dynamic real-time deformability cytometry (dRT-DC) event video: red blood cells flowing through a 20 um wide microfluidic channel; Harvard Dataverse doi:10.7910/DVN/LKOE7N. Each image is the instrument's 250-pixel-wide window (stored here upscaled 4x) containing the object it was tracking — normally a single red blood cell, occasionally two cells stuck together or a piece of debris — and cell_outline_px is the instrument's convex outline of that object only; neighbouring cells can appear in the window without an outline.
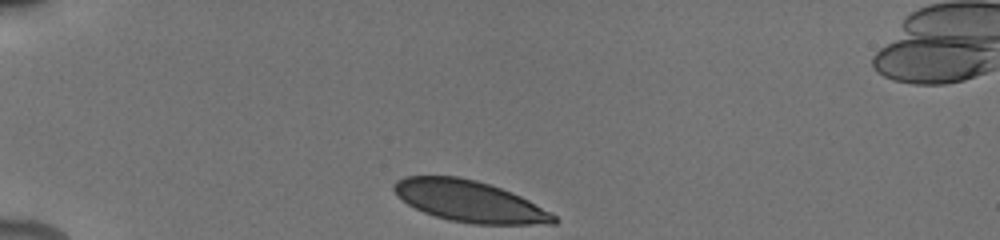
{"species": "human", "species_latin": "Homo sapiens", "temperature_condition": "cold", "stored_images_in_passage": 29, "camera_frame_rate_fps": 3000, "um_per_image_px": 0.085, "donor": {"sex": "male"}, "frame": {"image": 1, "passage_image": 1, "time_ms": 0.0, "image_size_px": [1000, 240], "cell_outline_px": [[560, 220], [556, 224], [472, 224], [448, 220], [424, 212], [408, 204], [392, 188], [392, 184], [396, 180], [404, 176], [456, 176], [476, 180], [512, 192], [552, 212]], "centroid_in_image_um": [39.94, 17.11], "position_along_channel_um": 45.1, "area_um2": 38.38}}
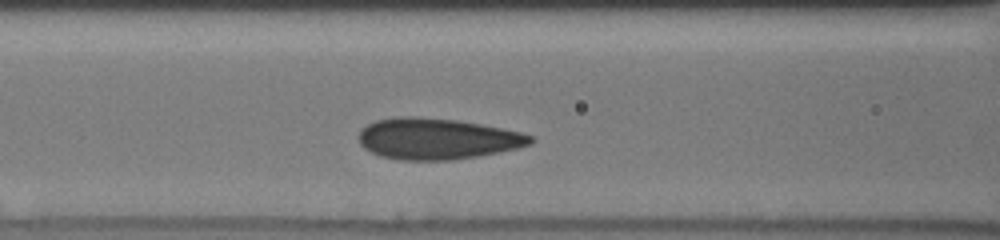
{"frame": {"image": 2, "passage_image": 7, "time_ms": 3.333, "image_size_px": [1000, 240], "cell_outline_px": [[536, 140], [532, 144], [500, 152], [480, 156], [452, 160], [396, 160], [380, 156], [364, 148], [360, 144], [360, 128], [376, 120], [396, 116], [416, 116], [456, 120], [480, 124], [520, 132], [532, 136]], "centroid_in_image_um": [37.15, 11.8], "position_along_channel_um": 129.5, "area_um2": 41.33}}
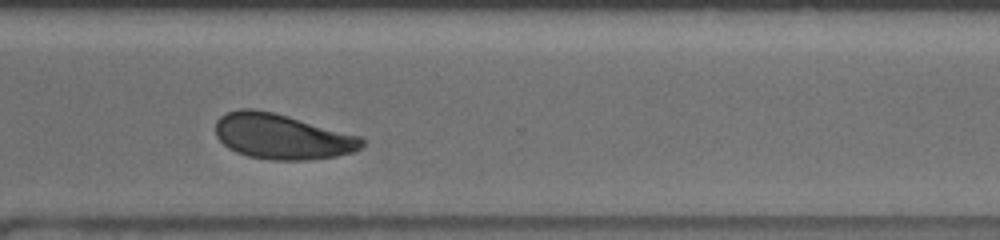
{"frame": {"image": 3, "passage_image": 19, "time_ms": 9.0, "image_size_px": [1000, 240], "cell_outline_px": [[368, 140], [360, 148], [352, 152], [336, 156], [304, 160], [272, 160], [248, 156], [236, 152], [228, 148], [216, 136], [216, 120], [220, 116], [228, 112], [240, 108], [252, 108], [272, 112], [288, 116], [364, 136]], "centroid_in_image_um": [24.01, 11.6], "position_along_channel_um": 346.6, "area_um2": 38.9}, "authors_computed_cell_mechanics": {"area_um2": 39.1884, "velocity_mm_per_s": 3.8381, "shape_relaxation_time_tau1_ms": 4.4091, "shape_relaxation_time_tau2_ms": null, "deformation_change_tau1": 0.0936, "deformation_change_tau2": null}}